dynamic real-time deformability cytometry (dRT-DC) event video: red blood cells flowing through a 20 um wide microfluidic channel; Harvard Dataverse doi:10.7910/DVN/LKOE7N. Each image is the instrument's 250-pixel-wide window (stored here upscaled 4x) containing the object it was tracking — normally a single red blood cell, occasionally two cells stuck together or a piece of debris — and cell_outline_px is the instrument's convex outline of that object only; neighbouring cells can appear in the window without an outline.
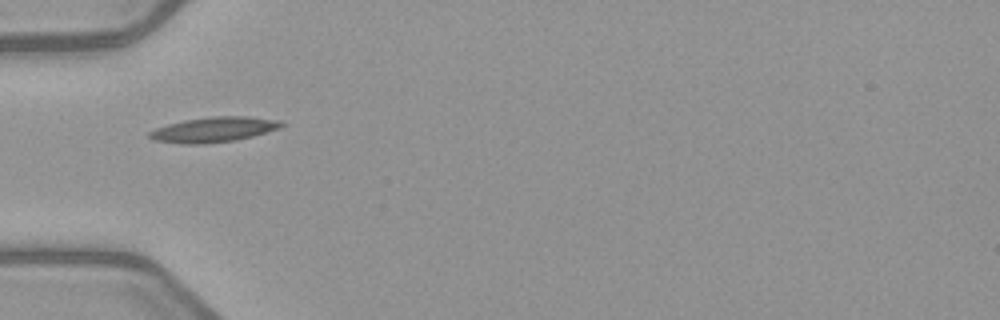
{"species": "common noctule bat (a hibernating species)", "species_latin": "Nyctalus noctula", "temperature_condition": "warm", "stored_images_in_passage": 1, "camera_frame_rate_fps": 3000, "um_per_image_px": 0.085, "animal": {"sex": "female", "body_mass_g": 21.9}, "frame": {"image": 1, "passage_image": 1, "time_ms": 0.0, "image_size_px": [1000, 320], "cell_outline_px": [[284, 124], [280, 128], [252, 136], [236, 140], [204, 144], [184, 144], [152, 140], [148, 136], [148, 132], [156, 128], [168, 124], [184, 120], [212, 116], [248, 116], [280, 120]], "centroid_in_image_um": [18.15, 11.01], "position_along_channel_um": 66.8, "area_um2": 19.36}}